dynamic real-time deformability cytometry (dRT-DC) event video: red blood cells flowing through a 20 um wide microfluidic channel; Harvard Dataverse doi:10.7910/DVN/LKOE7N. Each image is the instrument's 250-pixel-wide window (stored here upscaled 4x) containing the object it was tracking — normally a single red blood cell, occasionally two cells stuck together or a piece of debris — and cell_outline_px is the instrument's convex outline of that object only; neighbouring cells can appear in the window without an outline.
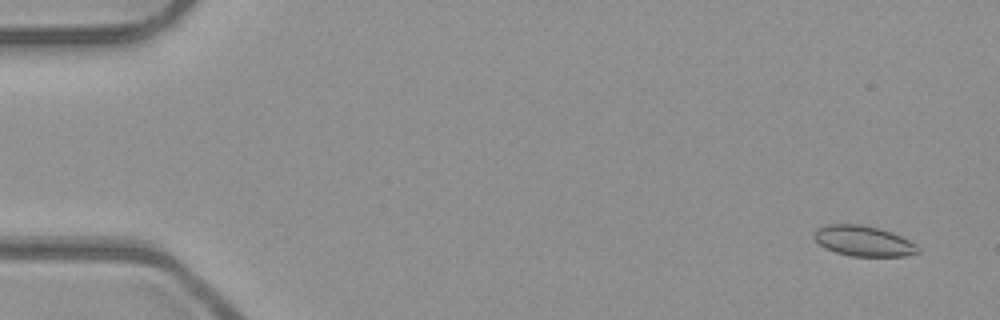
{"species": "common noctule bat (a hibernating species)", "species_latin": "Nyctalus noctula", "temperature_condition": "room temperature", "stored_images_in_passage": 4, "camera_frame_rate_fps": 3000, "um_per_image_px": 0.085, "animal": {"sex": "male", "body_mass_g": 23.1, "forearm_length_mm": 52.7}, "frame": {"image": 1, "passage_image": 1, "time_ms": 0.0, "image_size_px": [1000, 320], "cell_outline_px": [[920, 252], [904, 256], [852, 256], [836, 252], [820, 244], [812, 236], [812, 232], [816, 228], [828, 224], [860, 224], [880, 228], [892, 232], [916, 244], [920, 248]], "centroid_in_image_um": [73.39, 20.47], "position_along_channel_um": 11.6, "area_um2": 18.44}}
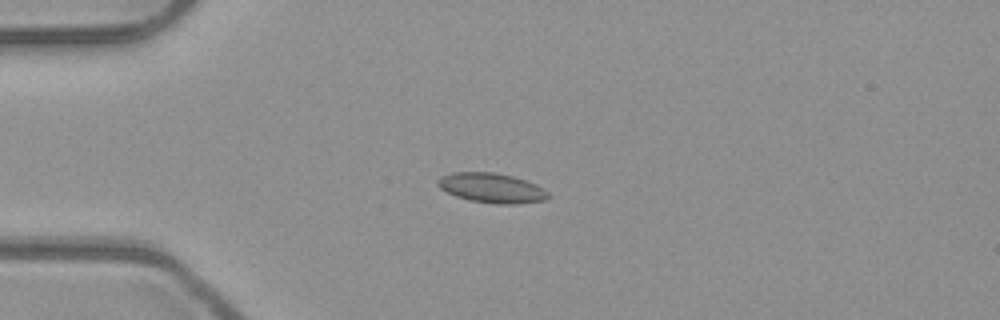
{"frame": {"image": 2, "passage_image": 4, "time_ms": 1.0, "image_size_px": [1000, 320], "cell_outline_px": [[552, 196], [548, 200], [516, 204], [496, 204], [468, 200], [456, 196], [440, 188], [436, 184], [436, 180], [440, 176], [452, 172], [492, 172], [512, 176], [536, 184], [544, 188]], "centroid_in_image_um": [41.81, 15.98], "position_along_channel_um": 43.2, "area_um2": 19.36}}